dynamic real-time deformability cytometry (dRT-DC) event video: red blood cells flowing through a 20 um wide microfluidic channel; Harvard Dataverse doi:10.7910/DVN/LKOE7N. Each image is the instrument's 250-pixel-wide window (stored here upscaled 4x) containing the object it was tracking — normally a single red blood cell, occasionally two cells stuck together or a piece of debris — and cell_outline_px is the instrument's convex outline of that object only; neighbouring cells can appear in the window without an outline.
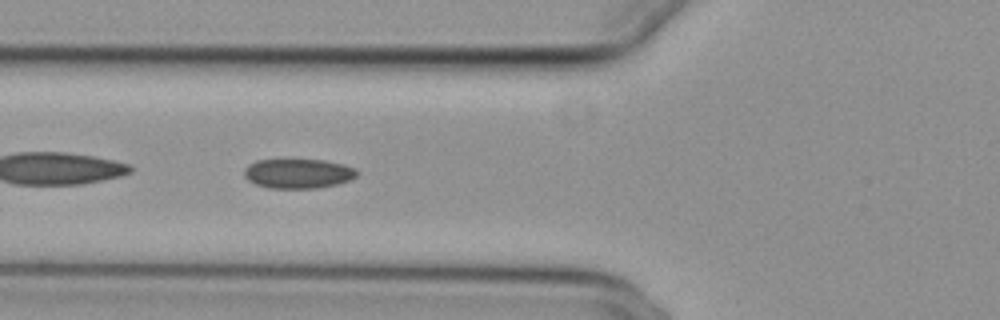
{"species": "common noctule bat (a hibernating species)", "species_latin": "Nyctalus noctula", "temperature_condition": "cold", "stored_images_in_passage": 41, "camera_frame_rate_fps": 3000, "um_per_image_px": 0.085, "animal": {"sex": "female", "body_mass_g": 29.2, "forearm_length_mm": 56.3}, "frame": {"image": 1, "passage_image": 7, "time_ms": 2.0, "image_size_px": [1000, 320], "cell_outline_px": [[360, 172], [356, 176], [348, 180], [336, 184], [316, 188], [268, 188], [256, 184], [248, 180], [244, 176], [244, 168], [248, 164], [256, 160], [324, 160], [344, 164], [356, 168]], "centroid_in_image_um": [25.34, 14.74], "position_along_channel_um": 100.5, "area_um2": 19.48}}
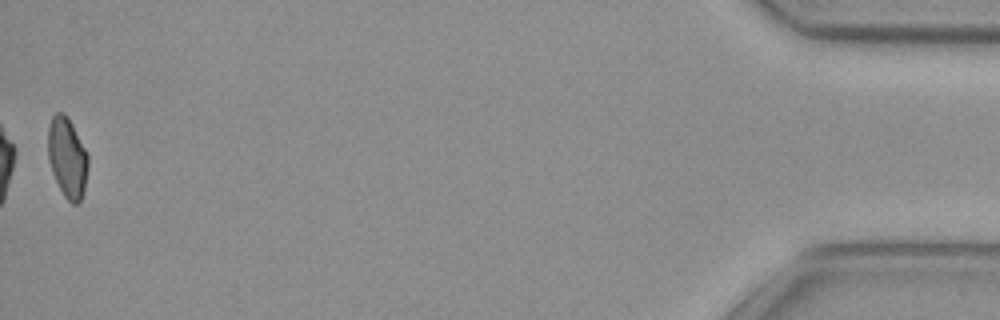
{"frame": {"image": 2, "passage_image": 41, "time_ms": 13.333, "image_size_px": [1000, 320], "cell_outline_px": [[88, 168], [84, 188], [80, 200], [76, 204], [72, 204], [64, 196], [52, 172], [48, 160], [48, 128], [52, 116], [56, 112], [64, 112], [68, 116], [88, 156]], "centroid_in_image_um": [5.7, 13.37], "position_along_channel_um": 429.5, "area_um2": 18.55}, "authors_computed_cell_mechanics": {"area_um2": 19.3052, "velocity_mm_per_s": 3.7342, "shape_relaxation_time_tau1_ms": null, "shape_relaxation_time_tau2_ms": 3.013, "deformation_change_tau1": null, "deformation_change_tau2": 0.0822}}